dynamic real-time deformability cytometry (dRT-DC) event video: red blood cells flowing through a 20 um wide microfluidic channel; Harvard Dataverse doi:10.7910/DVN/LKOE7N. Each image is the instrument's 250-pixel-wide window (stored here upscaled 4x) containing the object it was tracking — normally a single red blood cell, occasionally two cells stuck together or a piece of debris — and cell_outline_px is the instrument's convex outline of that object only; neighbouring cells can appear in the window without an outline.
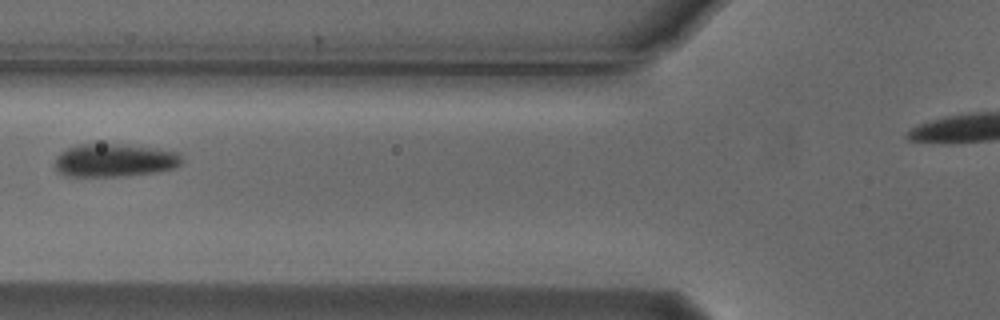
{"species": "Egyptian fruit bat (a non-hibernating species)", "species_latin": "Rousettus aegyptiacus", "temperature_condition": "cold", "stored_images_in_passage": 6, "camera_frame_rate_fps": 3000, "um_per_image_px": 0.085, "animal": {"sex": "male"}, "frame": {"image": 1, "passage_image": 5, "time_ms": 1.333, "image_size_px": [1000, 320], "cell_outline_px": [[184, 160], [176, 168], [156, 172], [120, 176], [68, 176], [60, 172], [56, 168], [56, 156], [60, 152], [68, 148], [80, 144], [116, 144], [152, 148], [180, 152]], "centroid_in_image_um": [9.77, 13.63], "position_along_channel_um": 116.0, "area_um2": 24.33}}
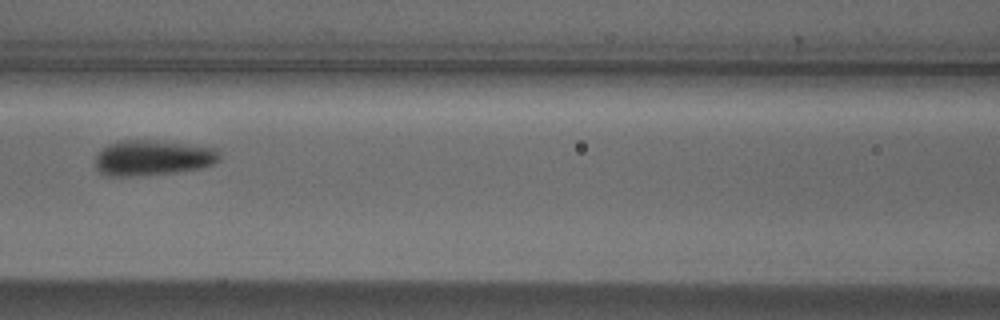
{"frame": {"image": 2, "passage_image": 6, "time_ms": 1.667, "image_size_px": [1000, 320], "cell_outline_px": [[220, 160], [212, 164], [200, 168], [176, 172], [128, 176], [108, 176], [100, 172], [96, 168], [96, 156], [108, 144], [116, 140], [148, 140], [184, 144], [216, 148], [220, 156]], "centroid_in_image_um": [12.96, 13.41], "position_along_channel_um": 153.6, "area_um2": 25.32}}